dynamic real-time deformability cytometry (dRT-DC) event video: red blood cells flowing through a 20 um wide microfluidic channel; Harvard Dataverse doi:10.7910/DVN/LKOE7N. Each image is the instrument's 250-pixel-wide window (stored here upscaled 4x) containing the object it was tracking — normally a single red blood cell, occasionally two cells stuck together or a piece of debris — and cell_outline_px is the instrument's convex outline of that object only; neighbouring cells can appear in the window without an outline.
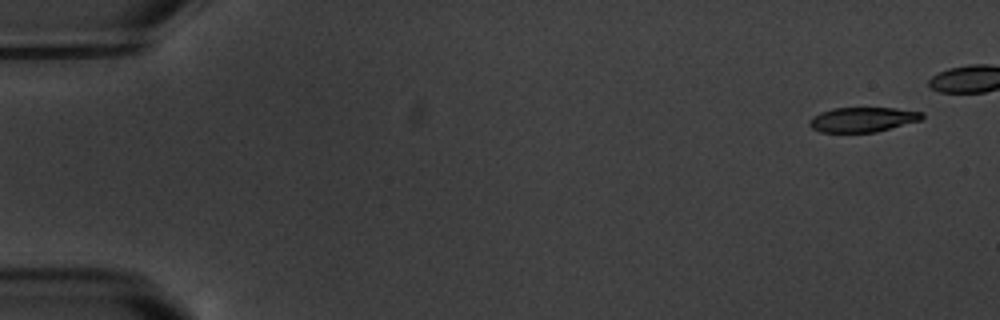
{"species": "common noctule bat (a hibernating species)", "species_latin": "Nyctalus noctula", "temperature_condition": "warm", "stored_images_in_passage": 16, "camera_frame_rate_fps": 3000, "um_per_image_px": 0.085, "animal": {"sex": "male", "body_mass_g": 20.1, "forearm_length_mm": 53.5}, "frame": {"image": 1, "passage_image": 1, "time_ms": 0.0, "image_size_px": [1000, 320], "cell_outline_px": [[924, 116], [920, 120], [876, 132], [820, 132], [812, 128], [808, 124], [808, 120], [812, 116], [820, 112], [832, 108], [896, 108], [924, 112]], "centroid_in_image_um": [73.29, 10.15], "position_along_channel_um": 11.7, "area_um2": 16.3}}
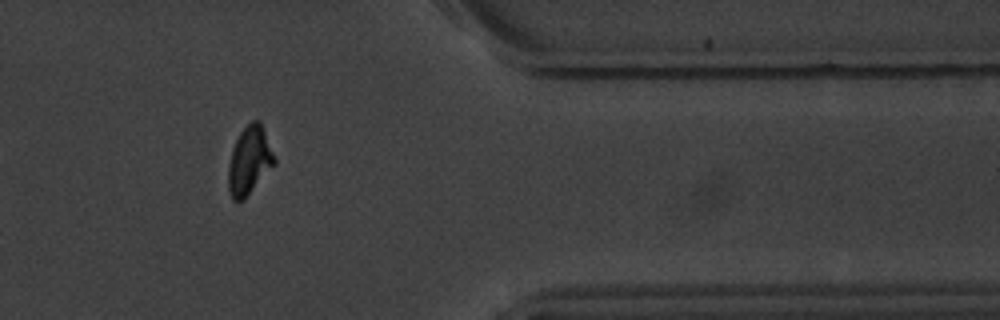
{"frame": {"image": 2, "passage_image": 14, "time_ms": 17.0, "image_size_px": [1000, 320], "cell_outline_px": [[276, 164], [244, 200], [232, 200], [228, 188], [228, 164], [232, 148], [240, 132], [252, 120], [260, 120], [276, 160]], "centroid_in_image_um": [21.2, 13.67], "position_along_channel_um": 390.2, "area_um2": 18.38}, "authors_computed_cell_mechanics": {"area_um2": 18.3804, "velocity_mm_per_s": 3.4967, "shape_relaxation_time_tau1_ms": 5.5785, "shape_relaxation_time_tau2_ms": 5.0781, "deformation_change_tau1": 0.1797, "deformation_change_tau2": 0.1102}}